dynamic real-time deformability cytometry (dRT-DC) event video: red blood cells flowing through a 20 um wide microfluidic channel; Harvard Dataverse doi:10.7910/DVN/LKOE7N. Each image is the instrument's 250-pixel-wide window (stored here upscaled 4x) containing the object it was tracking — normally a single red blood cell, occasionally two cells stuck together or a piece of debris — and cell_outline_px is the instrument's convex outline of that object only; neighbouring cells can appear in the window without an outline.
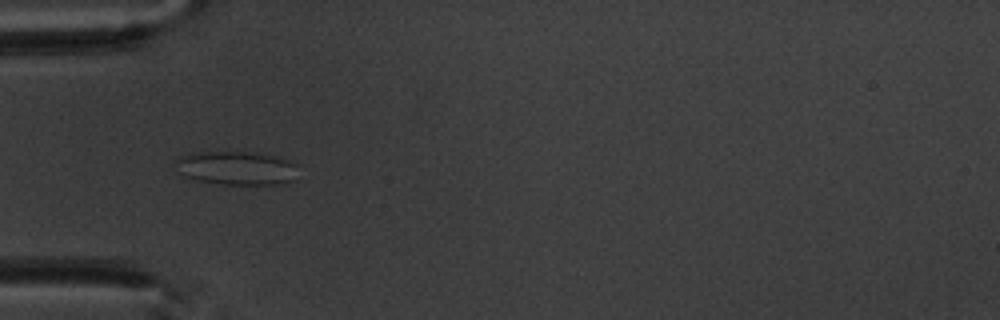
{"species": "common noctule bat (a hibernating species)", "species_latin": "Nyctalus noctula", "temperature_condition": "warm", "stored_images_in_passage": 7, "camera_frame_rate_fps": 3000, "um_per_image_px": 0.085, "animal": {"sex": "male", "body_mass_g": 20.1, "forearm_length_mm": 53.5}, "frame": {"image": 1, "passage_image": 5, "time_ms": 4.667, "image_size_px": [1000, 320], "cell_outline_px": [[300, 164], [292, 180], [280, 184], [224, 184], [200, 180], [184, 176], [176, 160], [180, 156], [188, 152], [248, 152], [272, 156], [288, 160]], "centroid_in_image_um": [20.15, 14.27], "position_along_channel_um": 64.9, "area_um2": 23.64}}
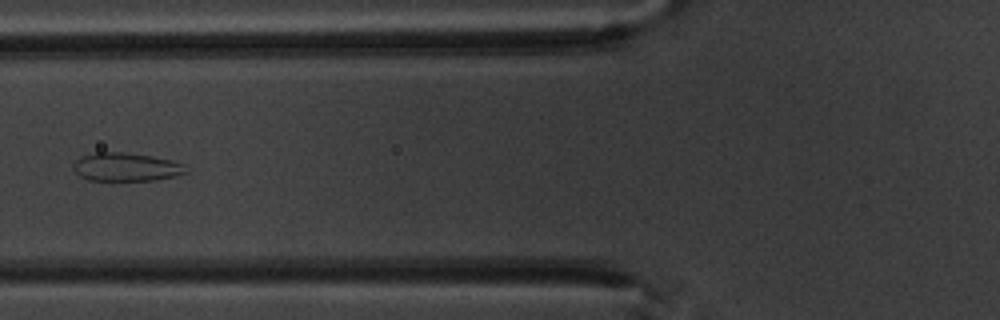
{"frame": {"image": 2, "passage_image": 6, "time_ms": 6.0, "image_size_px": [1000, 320], "cell_outline_px": [[188, 172], [156, 180], [88, 180], [80, 176], [72, 168], [76, 160], [80, 156], [96, 152], [124, 152], [152, 156], [172, 160], [184, 164]], "centroid_in_image_um": [10.7, 14.18], "position_along_channel_um": 115.1, "area_um2": 18.61}}